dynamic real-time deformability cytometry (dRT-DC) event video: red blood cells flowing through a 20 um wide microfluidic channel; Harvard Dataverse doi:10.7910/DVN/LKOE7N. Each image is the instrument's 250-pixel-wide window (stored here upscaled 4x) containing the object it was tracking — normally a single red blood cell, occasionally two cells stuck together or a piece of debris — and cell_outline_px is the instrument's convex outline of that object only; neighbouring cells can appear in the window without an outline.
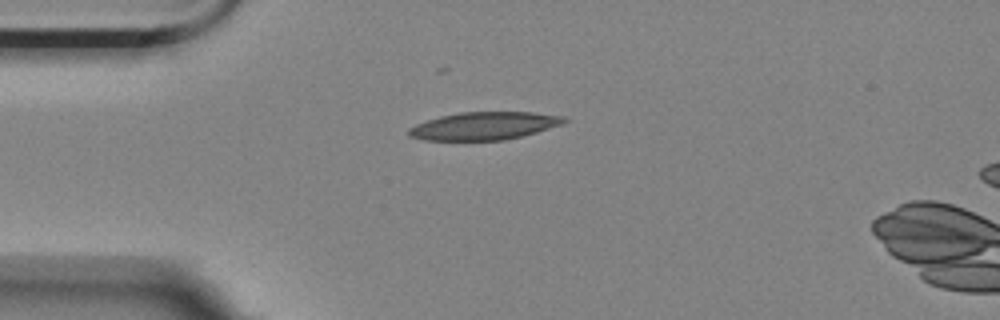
{"species": "Egyptian fruit bat (a non-hibernating species)", "species_latin": "Rousettus aegyptiacus", "temperature_condition": "room temperature", "stored_images_in_passage": 6, "camera_frame_rate_fps": 3000, "um_per_image_px": 0.085, "animal": {"sex": "female"}, "frame": {"image": 1, "passage_image": 1, "time_ms": 0.0, "image_size_px": [1000, 320], "cell_outline_px": [[568, 120], [564, 124], [536, 132], [504, 140], [424, 140], [408, 136], [408, 128], [416, 124], [440, 116], [460, 112], [532, 112], [564, 116]], "centroid_in_image_um": [41.15, 10.7], "position_along_channel_um": 43.8, "area_um2": 25.14}}
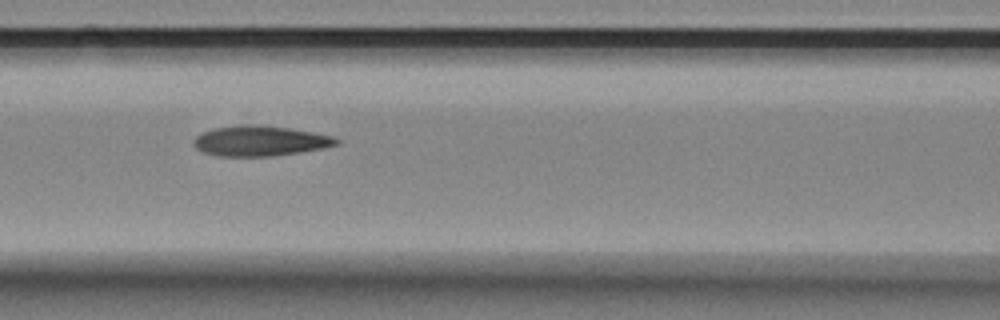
{"frame": {"image": 2, "passage_image": 4, "time_ms": 1.0, "image_size_px": [1000, 320], "cell_outline_px": [[340, 144], [300, 152], [272, 156], [220, 156], [204, 152], [196, 148], [192, 144], [192, 140], [196, 136], [204, 132], [216, 128], [240, 124], [256, 124], [292, 128], [332, 136], [340, 140]], "centroid_in_image_um": [22.1, 11.97], "position_along_channel_um": 144.5, "area_um2": 25.14}}
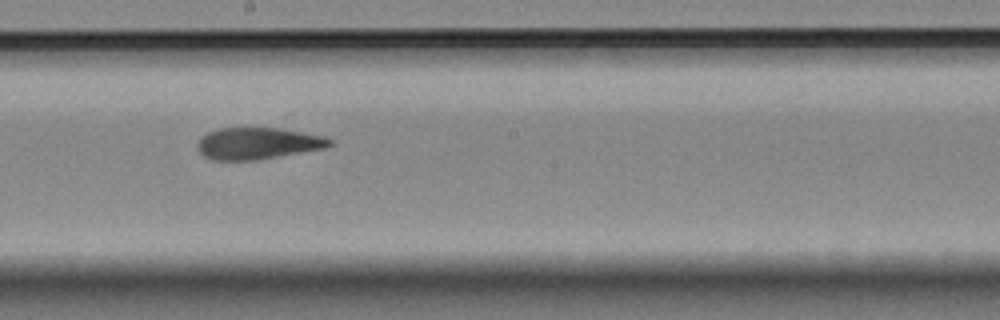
{"frame": {"image": 3, "passage_image": 6, "time_ms": 1.667, "image_size_px": [1000, 320], "cell_outline_px": [[332, 144], [324, 148], [256, 160], [216, 160], [204, 156], [196, 148], [196, 144], [200, 136], [208, 132], [220, 128], [280, 128], [324, 136], [332, 140]], "centroid_in_image_um": [21.87, 12.18], "position_along_channel_um": 226.3, "area_um2": 24.33}}